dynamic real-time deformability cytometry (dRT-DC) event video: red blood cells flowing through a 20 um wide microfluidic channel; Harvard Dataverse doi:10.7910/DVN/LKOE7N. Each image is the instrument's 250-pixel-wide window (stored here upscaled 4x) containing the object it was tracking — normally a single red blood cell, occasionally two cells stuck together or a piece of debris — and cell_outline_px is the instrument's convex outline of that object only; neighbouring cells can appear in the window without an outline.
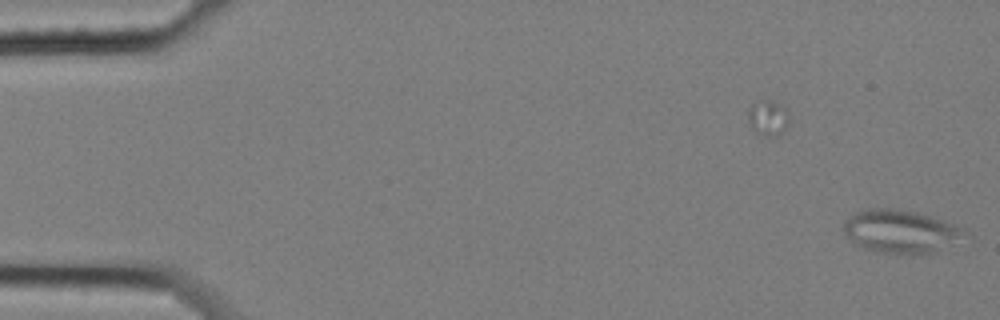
{"species": "common noctule bat (a hibernating species)", "species_latin": "Nyctalus noctula", "temperature_condition": "cold", "stored_images_in_passage": 58, "camera_frame_rate_fps": 3000, "um_per_image_px": 0.085, "animal": {"sex": "female", "body_mass_g": 25.1}, "frame": {"image": 1, "passage_image": 1, "time_ms": 0.0, "image_size_px": [1000, 320], "cell_outline_px": [[964, 232], [932, 252], [876, 252], [864, 248], [856, 244], [844, 232], [844, 220], [856, 212], [868, 208], [892, 208], [916, 212], [932, 216], [964, 228]], "centroid_in_image_um": [76.41, 19.61], "position_along_channel_um": 8.6, "area_um2": 28.96}}
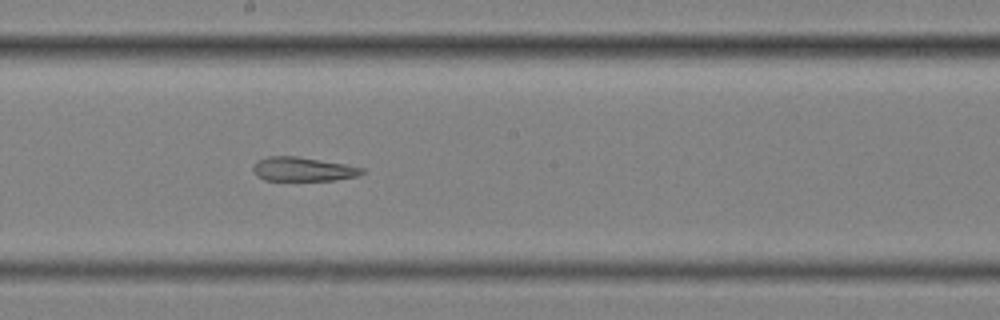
{"frame": {"image": 2, "passage_image": 32, "time_ms": 10.333, "image_size_px": [1000, 320], "cell_outline_px": [[364, 172], [356, 176], [332, 180], [264, 180], [256, 176], [252, 172], [252, 168], [256, 160], [268, 156], [296, 156], [344, 164], [364, 168]], "centroid_in_image_um": [25.67, 14.38], "position_along_channel_um": 222.5, "area_um2": 15.2}}
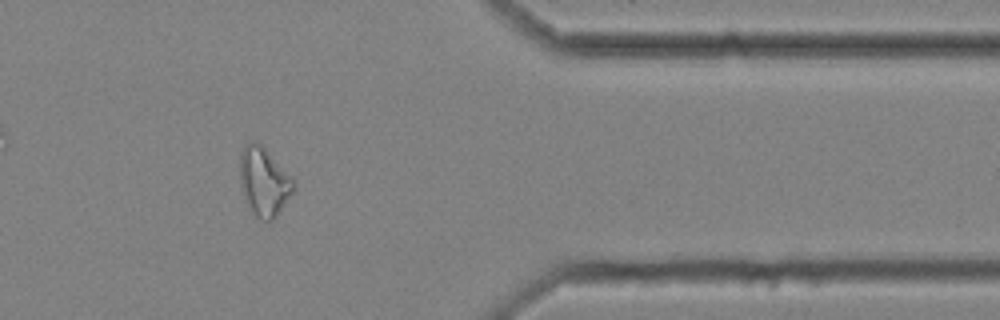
{"frame": {"image": 3, "passage_image": 48, "time_ms": 15.667, "image_size_px": [1000, 320], "cell_outline_px": [[296, 188], [276, 216], [272, 220], [260, 220], [252, 212], [244, 200], [240, 180], [240, 156], [244, 148], [252, 140], [260, 144], [296, 180]], "centroid_in_image_um": [22.46, 15.47], "position_along_channel_um": 388.9, "area_um2": 21.39}, "authors_computed_cell_mechanics": {"area_um2": 22.1085, "velocity_mm_per_s": 3.4604, "shape_relaxation_time_tau1_ms": null, "shape_relaxation_time_tau2_ms": 2.9821, "deformation_change_tau1": null, "deformation_change_tau2": 0.1237}}